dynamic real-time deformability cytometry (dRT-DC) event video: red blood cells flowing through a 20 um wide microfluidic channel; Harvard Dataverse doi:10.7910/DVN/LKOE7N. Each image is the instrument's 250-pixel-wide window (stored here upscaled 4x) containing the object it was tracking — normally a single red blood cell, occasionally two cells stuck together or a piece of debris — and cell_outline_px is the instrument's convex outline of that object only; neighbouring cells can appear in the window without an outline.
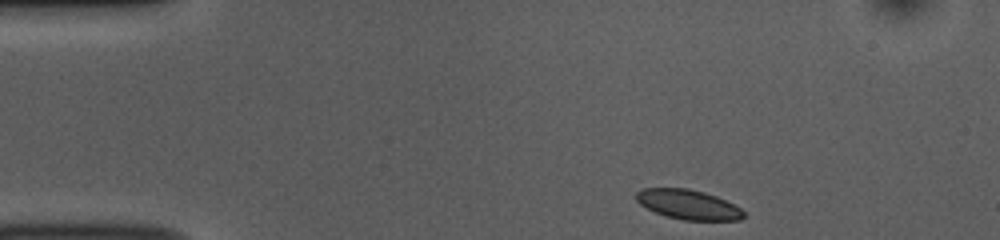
{"species": "common noctule bat (a hibernating species)", "species_latin": "Nyctalus noctula", "temperature_condition": "room temperature", "stored_images_in_passage": 46, "camera_frame_rate_fps": 3000, "um_per_image_px": 0.085, "animal": {"sex": "female", "body_mass_g": 10.0, "forearm_length_mm": 53.1}, "frame": {"image": 1, "passage_image": 1, "time_ms": 0.0, "image_size_px": [1000, 240], "cell_outline_px": [[744, 216], [740, 220], [684, 220], [668, 216], [656, 212], [640, 204], [636, 200], [636, 192], [640, 188], [688, 188], [704, 192], [716, 196], [740, 208], [744, 212]], "centroid_in_image_um": [58.48, 17.37], "position_along_channel_um": 26.5, "area_um2": 18.38}}
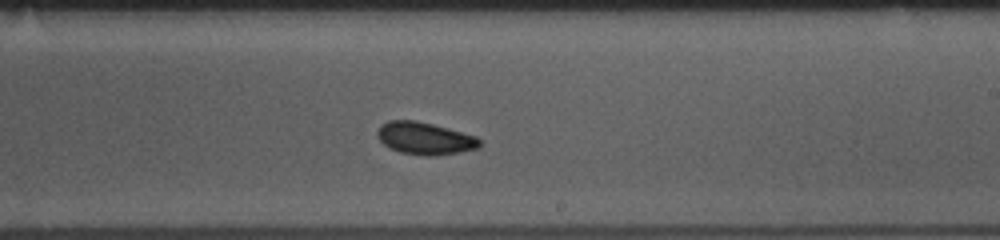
{"frame": {"image": 2, "passage_image": 24, "time_ms": 7.667, "image_size_px": [1000, 240], "cell_outline_px": [[484, 144], [480, 148], [460, 152], [436, 156], [424, 156], [400, 152], [388, 148], [376, 136], [376, 132], [380, 124], [388, 120], [416, 120], [448, 128], [476, 136]], "centroid_in_image_um": [36.11, 11.77], "position_along_channel_um": 252.9, "area_um2": 19.65}}
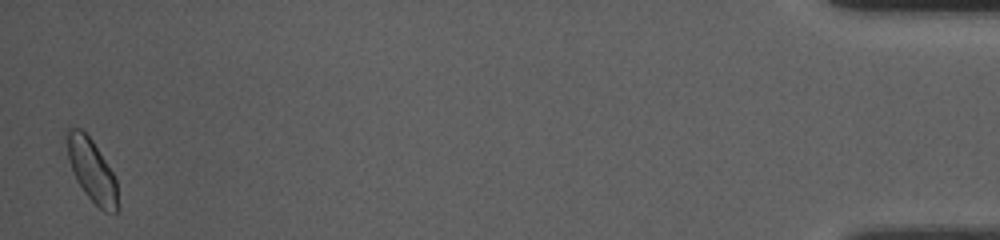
{"frame": {"image": 3, "passage_image": 45, "time_ms": 14.667, "image_size_px": [1000, 240], "cell_outline_px": [[116, 212], [104, 212], [84, 192], [76, 180], [68, 160], [64, 132], [64, 128], [80, 128], [92, 140], [112, 172], [116, 180]], "centroid_in_image_um": [7.73, 14.41], "position_along_channel_um": 427.5, "area_um2": 18.32}, "authors_computed_cell_mechanics": {"area_um2": 18.9873, "velocity_mm_per_s": 3.7618, "shape_relaxation_time_tau1_ms": 2.5377, "shape_relaxation_time_tau2_ms": 3.6338, "deformation_change_tau1": 0.0558, "deformation_change_tau2": 0.0639}}